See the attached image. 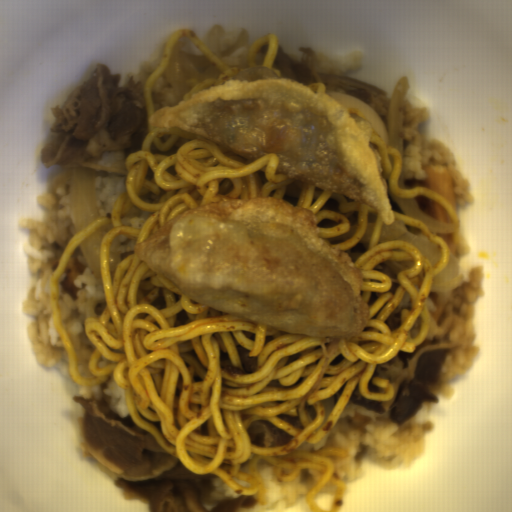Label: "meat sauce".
<instances>
[{
  "label": "meat sauce",
  "mask_w": 512,
  "mask_h": 512,
  "mask_svg": "<svg viewBox=\"0 0 512 512\" xmlns=\"http://www.w3.org/2000/svg\"><path fill=\"white\" fill-rule=\"evenodd\" d=\"M235 349L244 373L252 375L256 372L258 368L256 357L251 356V352L242 346L237 345Z\"/></svg>",
  "instance_id": "meat-sauce-1"
}]
</instances>
